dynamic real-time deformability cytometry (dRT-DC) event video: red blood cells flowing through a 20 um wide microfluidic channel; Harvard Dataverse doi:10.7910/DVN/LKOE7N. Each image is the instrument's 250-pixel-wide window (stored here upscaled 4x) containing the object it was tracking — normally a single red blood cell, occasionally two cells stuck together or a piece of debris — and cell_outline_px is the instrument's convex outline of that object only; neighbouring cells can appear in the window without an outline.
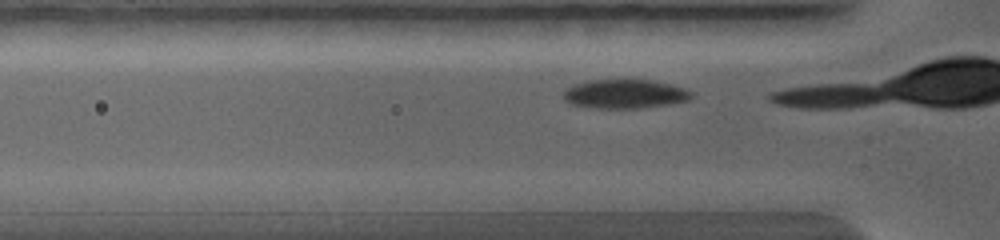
{"species": "common noctule bat (a hibernating species)", "species_latin": "Nyctalus noctula", "temperature_condition": "warm", "stored_images_in_passage": 8, "camera_frame_rate_fps": 5000, "um_per_image_px": 0.085, "animal": {"sex": "female", "body_mass_g": 19.0, "forearm_length_mm": 56.7}, "frame": {"image": 1, "passage_image": 2, "time_ms": 0.2, "image_size_px": [1000, 240], "cell_outline_px": [[692, 96], [688, 100], [668, 104], [640, 108], [596, 108], [568, 104], [564, 100], [564, 92], [572, 84], [584, 80], [652, 80], [672, 84], [684, 88], [692, 92]], "centroid_in_image_um": [53.07, 7.98], "position_along_channel_um": 72.7, "area_um2": 21.73}}